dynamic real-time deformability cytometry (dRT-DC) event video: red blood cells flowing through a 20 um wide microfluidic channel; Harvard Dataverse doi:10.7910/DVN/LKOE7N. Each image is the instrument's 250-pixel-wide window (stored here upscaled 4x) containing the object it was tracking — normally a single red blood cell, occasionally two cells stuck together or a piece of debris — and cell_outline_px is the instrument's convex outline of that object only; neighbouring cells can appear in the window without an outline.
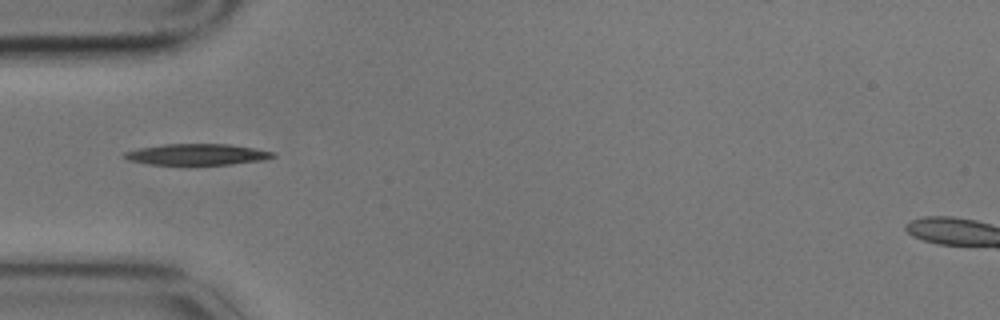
{"species": "common noctule bat (a hibernating species)", "species_latin": "Nyctalus noctula", "temperature_condition": "cold", "stored_images_in_passage": 5, "camera_frame_rate_fps": 3000, "um_per_image_px": 0.085, "animal": {"sex": "male", "body_mass_g": 17.9}, "frame": {"image": 1, "passage_image": 5, "time_ms": 1.333, "image_size_px": [1000, 320], "cell_outline_px": [[276, 156], [264, 160], [228, 164], [148, 164], [128, 160], [124, 156], [124, 152], [140, 148], [164, 144], [228, 144], [276, 152]], "centroid_in_image_um": [16.77, 13.12], "position_along_channel_um": 68.2, "area_um2": 18.03}}